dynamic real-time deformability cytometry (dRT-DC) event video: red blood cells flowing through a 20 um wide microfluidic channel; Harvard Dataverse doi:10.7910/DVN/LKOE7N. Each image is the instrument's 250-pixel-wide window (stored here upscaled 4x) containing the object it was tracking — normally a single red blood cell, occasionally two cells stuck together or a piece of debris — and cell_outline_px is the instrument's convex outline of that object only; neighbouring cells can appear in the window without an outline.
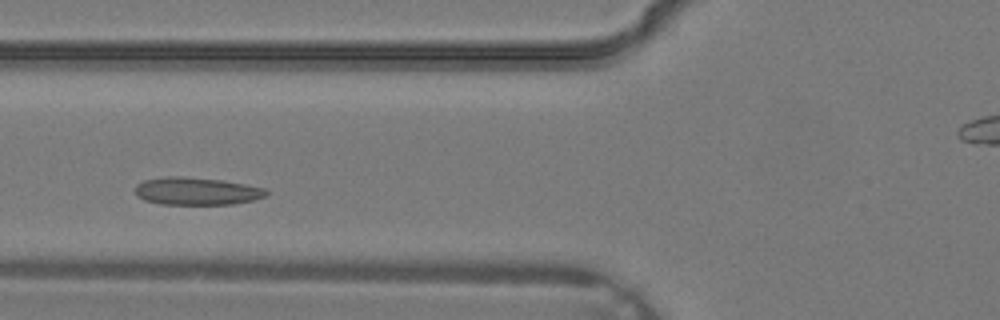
{"species": "common noctule bat (a hibernating species)", "species_latin": "Nyctalus noctula", "temperature_condition": "warm", "stored_images_in_passage": 26, "camera_frame_rate_fps": 3000, "um_per_image_px": 0.085, "animal": {"sex": "male", "body_mass_g": 19.2, "forearm_length_mm": 51.8}, "frame": {"image": 1, "passage_image": 3, "time_ms": 0.667, "image_size_px": [1000, 320], "cell_outline_px": [[268, 192], [264, 196], [252, 200], [232, 204], [160, 204], [144, 200], [136, 196], [136, 184], [144, 180], [164, 176], [180, 176], [224, 180], [264, 188]], "centroid_in_image_um": [16.66, 16.24], "position_along_channel_um": 109.1, "area_um2": 21.04}}
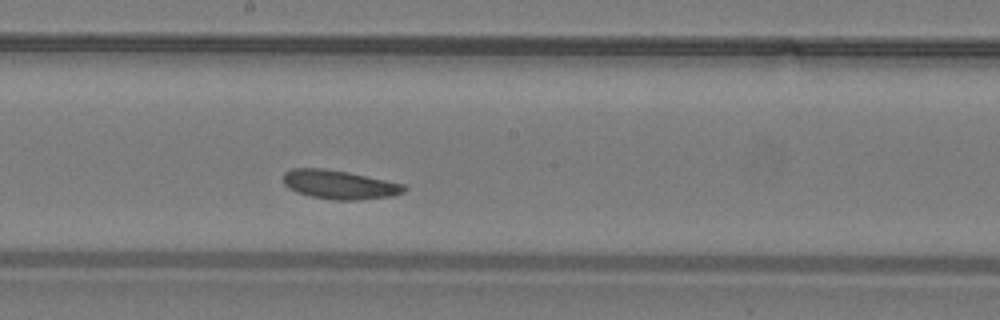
{"frame": {"image": 2, "passage_image": 9, "time_ms": 2.667, "image_size_px": [1000, 320], "cell_outline_px": [[408, 188], [404, 192], [392, 196], [356, 200], [332, 200], [312, 196], [296, 192], [288, 188], [284, 184], [284, 172], [292, 168], [324, 168], [348, 172], [404, 184]], "centroid_in_image_um": [28.84, 15.69], "position_along_channel_um": 219.4, "area_um2": 20.35}}
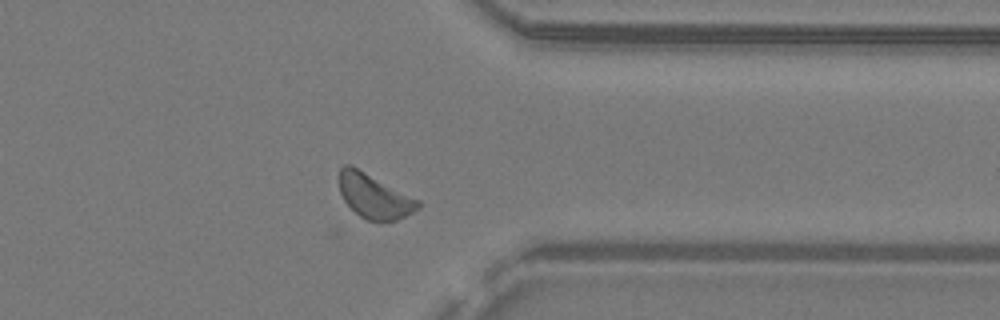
{"frame": {"image": 3, "passage_image": 18, "time_ms": 5.667, "image_size_px": [1000, 320], "cell_outline_px": [[420, 208], [396, 220], [368, 220], [360, 216], [344, 200], [340, 192], [336, 180], [336, 176], [340, 168], [344, 164], [352, 164], [420, 200]], "centroid_in_image_um": [31.76, 16.61], "position_along_channel_um": 379.6, "area_um2": 20.63}}